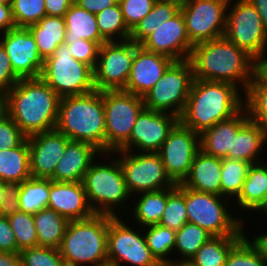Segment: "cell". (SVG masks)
<instances>
[{
  "instance_id": "27",
  "label": "cell",
  "mask_w": 267,
  "mask_h": 266,
  "mask_svg": "<svg viewBox=\"0 0 267 266\" xmlns=\"http://www.w3.org/2000/svg\"><path fill=\"white\" fill-rule=\"evenodd\" d=\"M267 199V159L263 162L252 164L248 170L241 192L233 202V209L251 215L263 205ZM249 211V212H247ZM250 213V214H249Z\"/></svg>"
},
{
  "instance_id": "13",
  "label": "cell",
  "mask_w": 267,
  "mask_h": 266,
  "mask_svg": "<svg viewBox=\"0 0 267 266\" xmlns=\"http://www.w3.org/2000/svg\"><path fill=\"white\" fill-rule=\"evenodd\" d=\"M127 189L131 196L173 187L157 152H131L116 150Z\"/></svg>"
},
{
  "instance_id": "47",
  "label": "cell",
  "mask_w": 267,
  "mask_h": 266,
  "mask_svg": "<svg viewBox=\"0 0 267 266\" xmlns=\"http://www.w3.org/2000/svg\"><path fill=\"white\" fill-rule=\"evenodd\" d=\"M26 138L7 113L0 118V150L16 148Z\"/></svg>"
},
{
  "instance_id": "24",
  "label": "cell",
  "mask_w": 267,
  "mask_h": 266,
  "mask_svg": "<svg viewBox=\"0 0 267 266\" xmlns=\"http://www.w3.org/2000/svg\"><path fill=\"white\" fill-rule=\"evenodd\" d=\"M100 153L91 144L70 140L50 179L57 182H82L86 171Z\"/></svg>"
},
{
  "instance_id": "23",
  "label": "cell",
  "mask_w": 267,
  "mask_h": 266,
  "mask_svg": "<svg viewBox=\"0 0 267 266\" xmlns=\"http://www.w3.org/2000/svg\"><path fill=\"white\" fill-rule=\"evenodd\" d=\"M245 107L231 118L216 123L200 134L201 150L210 156L223 159L229 152H233L234 138L238 131L249 121Z\"/></svg>"
},
{
  "instance_id": "21",
  "label": "cell",
  "mask_w": 267,
  "mask_h": 266,
  "mask_svg": "<svg viewBox=\"0 0 267 266\" xmlns=\"http://www.w3.org/2000/svg\"><path fill=\"white\" fill-rule=\"evenodd\" d=\"M173 62L166 55L147 51L135 44V55L124 91L143 97Z\"/></svg>"
},
{
  "instance_id": "44",
  "label": "cell",
  "mask_w": 267,
  "mask_h": 266,
  "mask_svg": "<svg viewBox=\"0 0 267 266\" xmlns=\"http://www.w3.org/2000/svg\"><path fill=\"white\" fill-rule=\"evenodd\" d=\"M45 0H12V16L16 27H25L37 23L44 16Z\"/></svg>"
},
{
  "instance_id": "32",
  "label": "cell",
  "mask_w": 267,
  "mask_h": 266,
  "mask_svg": "<svg viewBox=\"0 0 267 266\" xmlns=\"http://www.w3.org/2000/svg\"><path fill=\"white\" fill-rule=\"evenodd\" d=\"M182 0H157L151 12L131 30L129 40L141 45L159 26L175 16Z\"/></svg>"
},
{
  "instance_id": "9",
  "label": "cell",
  "mask_w": 267,
  "mask_h": 266,
  "mask_svg": "<svg viewBox=\"0 0 267 266\" xmlns=\"http://www.w3.org/2000/svg\"><path fill=\"white\" fill-rule=\"evenodd\" d=\"M193 79V68L189 59L174 61L143 96L145 108L180 118L186 107Z\"/></svg>"
},
{
  "instance_id": "36",
  "label": "cell",
  "mask_w": 267,
  "mask_h": 266,
  "mask_svg": "<svg viewBox=\"0 0 267 266\" xmlns=\"http://www.w3.org/2000/svg\"><path fill=\"white\" fill-rule=\"evenodd\" d=\"M142 232L152 255L162 266L175 260V230L156 224L144 227Z\"/></svg>"
},
{
  "instance_id": "26",
  "label": "cell",
  "mask_w": 267,
  "mask_h": 266,
  "mask_svg": "<svg viewBox=\"0 0 267 266\" xmlns=\"http://www.w3.org/2000/svg\"><path fill=\"white\" fill-rule=\"evenodd\" d=\"M266 145L267 131L260 124L249 120L238 131L234 138L233 152H229L227 158L247 161L251 164L260 163L266 159L263 156L267 153V151H264Z\"/></svg>"
},
{
  "instance_id": "46",
  "label": "cell",
  "mask_w": 267,
  "mask_h": 266,
  "mask_svg": "<svg viewBox=\"0 0 267 266\" xmlns=\"http://www.w3.org/2000/svg\"><path fill=\"white\" fill-rule=\"evenodd\" d=\"M157 0H118L127 27L132 30L146 17Z\"/></svg>"
},
{
  "instance_id": "35",
  "label": "cell",
  "mask_w": 267,
  "mask_h": 266,
  "mask_svg": "<svg viewBox=\"0 0 267 266\" xmlns=\"http://www.w3.org/2000/svg\"><path fill=\"white\" fill-rule=\"evenodd\" d=\"M50 179L30 177L23 181L19 193L21 212L35 214L48 206Z\"/></svg>"
},
{
  "instance_id": "56",
  "label": "cell",
  "mask_w": 267,
  "mask_h": 266,
  "mask_svg": "<svg viewBox=\"0 0 267 266\" xmlns=\"http://www.w3.org/2000/svg\"><path fill=\"white\" fill-rule=\"evenodd\" d=\"M0 266H21L20 253L0 252Z\"/></svg>"
},
{
  "instance_id": "6",
  "label": "cell",
  "mask_w": 267,
  "mask_h": 266,
  "mask_svg": "<svg viewBox=\"0 0 267 266\" xmlns=\"http://www.w3.org/2000/svg\"><path fill=\"white\" fill-rule=\"evenodd\" d=\"M109 215L69 221L58 251L66 266H108Z\"/></svg>"
},
{
  "instance_id": "3",
  "label": "cell",
  "mask_w": 267,
  "mask_h": 266,
  "mask_svg": "<svg viewBox=\"0 0 267 266\" xmlns=\"http://www.w3.org/2000/svg\"><path fill=\"white\" fill-rule=\"evenodd\" d=\"M244 93L227 82L193 79L179 122L199 135L244 107Z\"/></svg>"
},
{
  "instance_id": "29",
  "label": "cell",
  "mask_w": 267,
  "mask_h": 266,
  "mask_svg": "<svg viewBox=\"0 0 267 266\" xmlns=\"http://www.w3.org/2000/svg\"><path fill=\"white\" fill-rule=\"evenodd\" d=\"M131 198V204L127 207L134 225L144 228L151 225L159 224L167 202V188L157 191L142 192ZM138 197V198H137ZM135 198V199H133ZM131 208V209H130Z\"/></svg>"
},
{
  "instance_id": "12",
  "label": "cell",
  "mask_w": 267,
  "mask_h": 266,
  "mask_svg": "<svg viewBox=\"0 0 267 266\" xmlns=\"http://www.w3.org/2000/svg\"><path fill=\"white\" fill-rule=\"evenodd\" d=\"M224 37L253 58L267 50L261 17L248 0H229Z\"/></svg>"
},
{
  "instance_id": "57",
  "label": "cell",
  "mask_w": 267,
  "mask_h": 266,
  "mask_svg": "<svg viewBox=\"0 0 267 266\" xmlns=\"http://www.w3.org/2000/svg\"><path fill=\"white\" fill-rule=\"evenodd\" d=\"M258 11L267 33V0H248Z\"/></svg>"
},
{
  "instance_id": "15",
  "label": "cell",
  "mask_w": 267,
  "mask_h": 266,
  "mask_svg": "<svg viewBox=\"0 0 267 266\" xmlns=\"http://www.w3.org/2000/svg\"><path fill=\"white\" fill-rule=\"evenodd\" d=\"M135 43L131 40L105 42L99 47L94 68V85L98 91L124 90L130 76Z\"/></svg>"
},
{
  "instance_id": "11",
  "label": "cell",
  "mask_w": 267,
  "mask_h": 266,
  "mask_svg": "<svg viewBox=\"0 0 267 266\" xmlns=\"http://www.w3.org/2000/svg\"><path fill=\"white\" fill-rule=\"evenodd\" d=\"M122 216L109 215L107 258L109 266H162L147 246L143 228L136 230ZM130 224V225H129ZM140 231V232H139ZM124 264V265H123Z\"/></svg>"
},
{
  "instance_id": "42",
  "label": "cell",
  "mask_w": 267,
  "mask_h": 266,
  "mask_svg": "<svg viewBox=\"0 0 267 266\" xmlns=\"http://www.w3.org/2000/svg\"><path fill=\"white\" fill-rule=\"evenodd\" d=\"M244 107L249 119L267 131V86L257 85L252 80L244 93Z\"/></svg>"
},
{
  "instance_id": "34",
  "label": "cell",
  "mask_w": 267,
  "mask_h": 266,
  "mask_svg": "<svg viewBox=\"0 0 267 266\" xmlns=\"http://www.w3.org/2000/svg\"><path fill=\"white\" fill-rule=\"evenodd\" d=\"M244 236H213L196 252L190 262L194 266H225L230 250Z\"/></svg>"
},
{
  "instance_id": "30",
  "label": "cell",
  "mask_w": 267,
  "mask_h": 266,
  "mask_svg": "<svg viewBox=\"0 0 267 266\" xmlns=\"http://www.w3.org/2000/svg\"><path fill=\"white\" fill-rule=\"evenodd\" d=\"M66 24L65 44L75 42L77 39L96 42L99 46L107 42L100 34L96 21V14L86 11L75 2L64 16Z\"/></svg>"
},
{
  "instance_id": "49",
  "label": "cell",
  "mask_w": 267,
  "mask_h": 266,
  "mask_svg": "<svg viewBox=\"0 0 267 266\" xmlns=\"http://www.w3.org/2000/svg\"><path fill=\"white\" fill-rule=\"evenodd\" d=\"M20 79L13 71L9 56L0 44V89L9 91Z\"/></svg>"
},
{
  "instance_id": "10",
  "label": "cell",
  "mask_w": 267,
  "mask_h": 266,
  "mask_svg": "<svg viewBox=\"0 0 267 266\" xmlns=\"http://www.w3.org/2000/svg\"><path fill=\"white\" fill-rule=\"evenodd\" d=\"M105 112V153L118 150L129 138L140 112L143 97L124 90L102 91Z\"/></svg>"
},
{
  "instance_id": "39",
  "label": "cell",
  "mask_w": 267,
  "mask_h": 266,
  "mask_svg": "<svg viewBox=\"0 0 267 266\" xmlns=\"http://www.w3.org/2000/svg\"><path fill=\"white\" fill-rule=\"evenodd\" d=\"M96 21L101 36L107 42L129 40L131 30L124 21L119 3L97 13Z\"/></svg>"
},
{
  "instance_id": "16",
  "label": "cell",
  "mask_w": 267,
  "mask_h": 266,
  "mask_svg": "<svg viewBox=\"0 0 267 266\" xmlns=\"http://www.w3.org/2000/svg\"><path fill=\"white\" fill-rule=\"evenodd\" d=\"M200 150V135L179 122L157 153L166 174L177 185L188 177L193 159Z\"/></svg>"
},
{
  "instance_id": "48",
  "label": "cell",
  "mask_w": 267,
  "mask_h": 266,
  "mask_svg": "<svg viewBox=\"0 0 267 266\" xmlns=\"http://www.w3.org/2000/svg\"><path fill=\"white\" fill-rule=\"evenodd\" d=\"M67 45L74 59L89 65L94 70L100 47L96 42L77 39Z\"/></svg>"
},
{
  "instance_id": "54",
  "label": "cell",
  "mask_w": 267,
  "mask_h": 266,
  "mask_svg": "<svg viewBox=\"0 0 267 266\" xmlns=\"http://www.w3.org/2000/svg\"><path fill=\"white\" fill-rule=\"evenodd\" d=\"M75 3L86 11L97 14L107 7L116 5L118 0H77Z\"/></svg>"
},
{
  "instance_id": "53",
  "label": "cell",
  "mask_w": 267,
  "mask_h": 266,
  "mask_svg": "<svg viewBox=\"0 0 267 266\" xmlns=\"http://www.w3.org/2000/svg\"><path fill=\"white\" fill-rule=\"evenodd\" d=\"M73 3V0H45L46 15L64 17Z\"/></svg>"
},
{
  "instance_id": "5",
  "label": "cell",
  "mask_w": 267,
  "mask_h": 266,
  "mask_svg": "<svg viewBox=\"0 0 267 266\" xmlns=\"http://www.w3.org/2000/svg\"><path fill=\"white\" fill-rule=\"evenodd\" d=\"M82 183L95 214L117 217L124 209L122 217L124 216L128 206L125 202H130L132 196L127 189L118 157L113 152L100 153L86 171Z\"/></svg>"
},
{
  "instance_id": "2",
  "label": "cell",
  "mask_w": 267,
  "mask_h": 266,
  "mask_svg": "<svg viewBox=\"0 0 267 266\" xmlns=\"http://www.w3.org/2000/svg\"><path fill=\"white\" fill-rule=\"evenodd\" d=\"M189 60L194 79L231 83L243 93L252 82L253 57L225 37L194 45Z\"/></svg>"
},
{
  "instance_id": "20",
  "label": "cell",
  "mask_w": 267,
  "mask_h": 266,
  "mask_svg": "<svg viewBox=\"0 0 267 266\" xmlns=\"http://www.w3.org/2000/svg\"><path fill=\"white\" fill-rule=\"evenodd\" d=\"M30 173L35 178H51L70 139L56 129L27 137Z\"/></svg>"
},
{
  "instance_id": "55",
  "label": "cell",
  "mask_w": 267,
  "mask_h": 266,
  "mask_svg": "<svg viewBox=\"0 0 267 266\" xmlns=\"http://www.w3.org/2000/svg\"><path fill=\"white\" fill-rule=\"evenodd\" d=\"M16 28L12 16L11 4L0 3V33Z\"/></svg>"
},
{
  "instance_id": "22",
  "label": "cell",
  "mask_w": 267,
  "mask_h": 266,
  "mask_svg": "<svg viewBox=\"0 0 267 266\" xmlns=\"http://www.w3.org/2000/svg\"><path fill=\"white\" fill-rule=\"evenodd\" d=\"M47 208L56 211L68 221L87 219L95 214L82 182H57L50 179Z\"/></svg>"
},
{
  "instance_id": "8",
  "label": "cell",
  "mask_w": 267,
  "mask_h": 266,
  "mask_svg": "<svg viewBox=\"0 0 267 266\" xmlns=\"http://www.w3.org/2000/svg\"><path fill=\"white\" fill-rule=\"evenodd\" d=\"M40 78L60 98L95 90L94 70L74 59L67 44L59 45L53 55L44 60Z\"/></svg>"
},
{
  "instance_id": "4",
  "label": "cell",
  "mask_w": 267,
  "mask_h": 266,
  "mask_svg": "<svg viewBox=\"0 0 267 266\" xmlns=\"http://www.w3.org/2000/svg\"><path fill=\"white\" fill-rule=\"evenodd\" d=\"M70 140L93 145L105 153V112L102 91L60 98L55 128Z\"/></svg>"
},
{
  "instance_id": "58",
  "label": "cell",
  "mask_w": 267,
  "mask_h": 266,
  "mask_svg": "<svg viewBox=\"0 0 267 266\" xmlns=\"http://www.w3.org/2000/svg\"><path fill=\"white\" fill-rule=\"evenodd\" d=\"M253 237V238H252ZM251 239L254 241V243L258 246V248L261 250L263 257L265 259V262L267 263V232H260V234L254 237L252 236Z\"/></svg>"
},
{
  "instance_id": "51",
  "label": "cell",
  "mask_w": 267,
  "mask_h": 266,
  "mask_svg": "<svg viewBox=\"0 0 267 266\" xmlns=\"http://www.w3.org/2000/svg\"><path fill=\"white\" fill-rule=\"evenodd\" d=\"M0 252L20 253L9 220L0 215Z\"/></svg>"
},
{
  "instance_id": "52",
  "label": "cell",
  "mask_w": 267,
  "mask_h": 266,
  "mask_svg": "<svg viewBox=\"0 0 267 266\" xmlns=\"http://www.w3.org/2000/svg\"><path fill=\"white\" fill-rule=\"evenodd\" d=\"M252 80L260 86H267V50L253 58Z\"/></svg>"
},
{
  "instance_id": "28",
  "label": "cell",
  "mask_w": 267,
  "mask_h": 266,
  "mask_svg": "<svg viewBox=\"0 0 267 266\" xmlns=\"http://www.w3.org/2000/svg\"><path fill=\"white\" fill-rule=\"evenodd\" d=\"M27 28L34 36L38 53L43 60L52 56L59 45L65 44L66 24L64 17L46 15Z\"/></svg>"
},
{
  "instance_id": "37",
  "label": "cell",
  "mask_w": 267,
  "mask_h": 266,
  "mask_svg": "<svg viewBox=\"0 0 267 266\" xmlns=\"http://www.w3.org/2000/svg\"><path fill=\"white\" fill-rule=\"evenodd\" d=\"M212 237L213 235L206 229L186 222L180 230L176 231L174 252L179 258H175V260L190 261L201 246Z\"/></svg>"
},
{
  "instance_id": "31",
  "label": "cell",
  "mask_w": 267,
  "mask_h": 266,
  "mask_svg": "<svg viewBox=\"0 0 267 266\" xmlns=\"http://www.w3.org/2000/svg\"><path fill=\"white\" fill-rule=\"evenodd\" d=\"M31 177L27 138L16 148L0 150V180L22 183Z\"/></svg>"
},
{
  "instance_id": "19",
  "label": "cell",
  "mask_w": 267,
  "mask_h": 266,
  "mask_svg": "<svg viewBox=\"0 0 267 266\" xmlns=\"http://www.w3.org/2000/svg\"><path fill=\"white\" fill-rule=\"evenodd\" d=\"M141 46L147 51L166 55L174 61L189 59L194 45L188 38L181 11L154 30Z\"/></svg>"
},
{
  "instance_id": "7",
  "label": "cell",
  "mask_w": 267,
  "mask_h": 266,
  "mask_svg": "<svg viewBox=\"0 0 267 266\" xmlns=\"http://www.w3.org/2000/svg\"><path fill=\"white\" fill-rule=\"evenodd\" d=\"M185 203L188 222L206 229L211 235H246L245 225L247 224L244 222V216L233 214V211L236 213V210L232 209L231 200L220 195L198 192L185 187Z\"/></svg>"
},
{
  "instance_id": "18",
  "label": "cell",
  "mask_w": 267,
  "mask_h": 266,
  "mask_svg": "<svg viewBox=\"0 0 267 266\" xmlns=\"http://www.w3.org/2000/svg\"><path fill=\"white\" fill-rule=\"evenodd\" d=\"M0 44L6 50L19 79L40 77L44 60L39 55L34 36L28 28L16 27L0 33Z\"/></svg>"
},
{
  "instance_id": "25",
  "label": "cell",
  "mask_w": 267,
  "mask_h": 266,
  "mask_svg": "<svg viewBox=\"0 0 267 266\" xmlns=\"http://www.w3.org/2000/svg\"><path fill=\"white\" fill-rule=\"evenodd\" d=\"M222 159L205 154L200 150L193 159L184 187L198 192L221 196Z\"/></svg>"
},
{
  "instance_id": "50",
  "label": "cell",
  "mask_w": 267,
  "mask_h": 266,
  "mask_svg": "<svg viewBox=\"0 0 267 266\" xmlns=\"http://www.w3.org/2000/svg\"><path fill=\"white\" fill-rule=\"evenodd\" d=\"M21 183H6L5 197L0 210V215L9 217L18 211L19 209V193Z\"/></svg>"
},
{
  "instance_id": "40",
  "label": "cell",
  "mask_w": 267,
  "mask_h": 266,
  "mask_svg": "<svg viewBox=\"0 0 267 266\" xmlns=\"http://www.w3.org/2000/svg\"><path fill=\"white\" fill-rule=\"evenodd\" d=\"M188 222L185 187L175 184L167 188V202L159 225L178 231Z\"/></svg>"
},
{
  "instance_id": "43",
  "label": "cell",
  "mask_w": 267,
  "mask_h": 266,
  "mask_svg": "<svg viewBox=\"0 0 267 266\" xmlns=\"http://www.w3.org/2000/svg\"><path fill=\"white\" fill-rule=\"evenodd\" d=\"M7 218L15 234L17 248L20 251L38 246L33 214L18 211Z\"/></svg>"
},
{
  "instance_id": "61",
  "label": "cell",
  "mask_w": 267,
  "mask_h": 266,
  "mask_svg": "<svg viewBox=\"0 0 267 266\" xmlns=\"http://www.w3.org/2000/svg\"><path fill=\"white\" fill-rule=\"evenodd\" d=\"M5 187H6V182L0 180V210L2 207V203L4 201V197H5Z\"/></svg>"
},
{
  "instance_id": "38",
  "label": "cell",
  "mask_w": 267,
  "mask_h": 266,
  "mask_svg": "<svg viewBox=\"0 0 267 266\" xmlns=\"http://www.w3.org/2000/svg\"><path fill=\"white\" fill-rule=\"evenodd\" d=\"M251 165L247 161L230 158L222 159L221 196L234 202L241 192Z\"/></svg>"
},
{
  "instance_id": "60",
  "label": "cell",
  "mask_w": 267,
  "mask_h": 266,
  "mask_svg": "<svg viewBox=\"0 0 267 266\" xmlns=\"http://www.w3.org/2000/svg\"><path fill=\"white\" fill-rule=\"evenodd\" d=\"M164 266H194V265L190 261L173 260L172 262H170Z\"/></svg>"
},
{
  "instance_id": "41",
  "label": "cell",
  "mask_w": 267,
  "mask_h": 266,
  "mask_svg": "<svg viewBox=\"0 0 267 266\" xmlns=\"http://www.w3.org/2000/svg\"><path fill=\"white\" fill-rule=\"evenodd\" d=\"M247 235L230 250L225 266H267L261 250Z\"/></svg>"
},
{
  "instance_id": "1",
  "label": "cell",
  "mask_w": 267,
  "mask_h": 266,
  "mask_svg": "<svg viewBox=\"0 0 267 266\" xmlns=\"http://www.w3.org/2000/svg\"><path fill=\"white\" fill-rule=\"evenodd\" d=\"M59 101L40 77L20 79L6 92V113L29 137L56 128Z\"/></svg>"
},
{
  "instance_id": "45",
  "label": "cell",
  "mask_w": 267,
  "mask_h": 266,
  "mask_svg": "<svg viewBox=\"0 0 267 266\" xmlns=\"http://www.w3.org/2000/svg\"><path fill=\"white\" fill-rule=\"evenodd\" d=\"M21 266H66L58 249L35 246L20 251Z\"/></svg>"
},
{
  "instance_id": "33",
  "label": "cell",
  "mask_w": 267,
  "mask_h": 266,
  "mask_svg": "<svg viewBox=\"0 0 267 266\" xmlns=\"http://www.w3.org/2000/svg\"><path fill=\"white\" fill-rule=\"evenodd\" d=\"M33 217L38 246L58 249L69 221L49 208L35 213Z\"/></svg>"
},
{
  "instance_id": "14",
  "label": "cell",
  "mask_w": 267,
  "mask_h": 266,
  "mask_svg": "<svg viewBox=\"0 0 267 266\" xmlns=\"http://www.w3.org/2000/svg\"><path fill=\"white\" fill-rule=\"evenodd\" d=\"M229 0H182L180 11L193 45L224 37Z\"/></svg>"
},
{
  "instance_id": "59",
  "label": "cell",
  "mask_w": 267,
  "mask_h": 266,
  "mask_svg": "<svg viewBox=\"0 0 267 266\" xmlns=\"http://www.w3.org/2000/svg\"><path fill=\"white\" fill-rule=\"evenodd\" d=\"M6 114V91L0 89V118Z\"/></svg>"
},
{
  "instance_id": "63",
  "label": "cell",
  "mask_w": 267,
  "mask_h": 266,
  "mask_svg": "<svg viewBox=\"0 0 267 266\" xmlns=\"http://www.w3.org/2000/svg\"><path fill=\"white\" fill-rule=\"evenodd\" d=\"M0 3L11 4L12 0H0Z\"/></svg>"
},
{
  "instance_id": "17",
  "label": "cell",
  "mask_w": 267,
  "mask_h": 266,
  "mask_svg": "<svg viewBox=\"0 0 267 266\" xmlns=\"http://www.w3.org/2000/svg\"><path fill=\"white\" fill-rule=\"evenodd\" d=\"M179 117L144 108L138 115L130 138L118 149L131 152H158Z\"/></svg>"
},
{
  "instance_id": "62",
  "label": "cell",
  "mask_w": 267,
  "mask_h": 266,
  "mask_svg": "<svg viewBox=\"0 0 267 266\" xmlns=\"http://www.w3.org/2000/svg\"><path fill=\"white\" fill-rule=\"evenodd\" d=\"M257 212H259V214L261 213L263 216L265 215L264 218H267V199L265 200L263 205L257 210Z\"/></svg>"
}]
</instances>
